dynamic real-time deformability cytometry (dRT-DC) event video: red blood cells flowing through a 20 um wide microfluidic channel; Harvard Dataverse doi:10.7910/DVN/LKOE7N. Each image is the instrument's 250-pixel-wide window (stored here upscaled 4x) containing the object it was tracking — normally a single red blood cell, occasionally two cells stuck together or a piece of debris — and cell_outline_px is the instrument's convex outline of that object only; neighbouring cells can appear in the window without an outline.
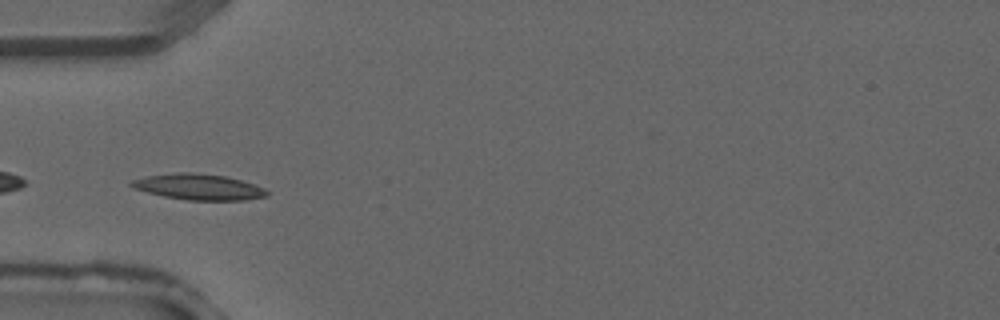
{"species": "common noctule bat (a hibernating species)", "species_latin": "Nyctalus noctula", "temperature_condition": "warm", "stored_images_in_passage": 23, "camera_frame_rate_fps": 3000, "um_per_image_px": 0.085, "animal": {"sex": "male", "forearm_length_mm": 52.5}, "frame": {"image": 1, "passage_image": 4, "time_ms": 1.0, "image_size_px": [1000, 320], "cell_outline_px": [[268, 196], [244, 200], [188, 200], [164, 196], [132, 188], [128, 184], [132, 180], [148, 176], [176, 172], [192, 172], [224, 176], [256, 184], [264, 188], [268, 192]], "centroid_in_image_um": [16.89, 15.88], "position_along_channel_um": 68.1, "area_um2": 20.35}}